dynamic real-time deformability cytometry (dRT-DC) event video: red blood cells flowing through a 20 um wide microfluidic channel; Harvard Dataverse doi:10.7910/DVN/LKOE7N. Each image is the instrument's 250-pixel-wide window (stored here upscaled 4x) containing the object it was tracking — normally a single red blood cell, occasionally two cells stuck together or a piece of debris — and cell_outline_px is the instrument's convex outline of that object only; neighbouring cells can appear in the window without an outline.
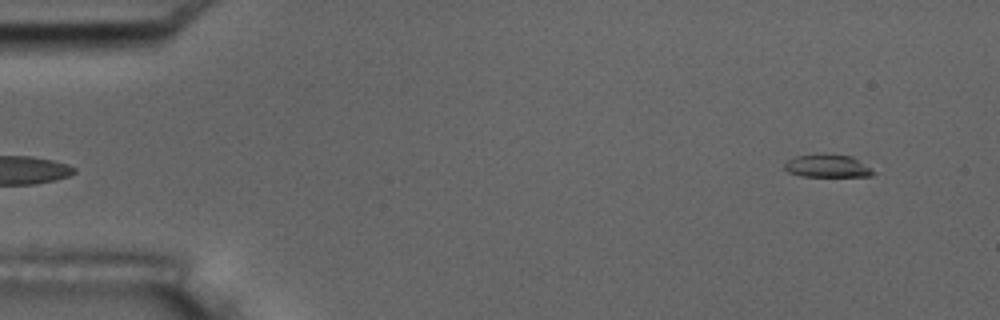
{"species": "common noctule bat (a hibernating species)", "species_latin": "Nyctalus noctula", "temperature_condition": "room temperature", "stored_images_in_passage": 4, "segment_of_instrument_passage": [2, 2], "camera_frame_rate_fps": 3000, "um_per_image_px": 0.085, "animal": {"sex": "male", "body_mass_g": 17.5, "forearm_length_mm": 52.3}, "frame": {"image": 1, "passage_image": 4, "time_ms": 4.333, "image_size_px": [1000, 320], "cell_outline_px": [[876, 172], [872, 176], [800, 176], [788, 172], [784, 168], [784, 164], [788, 160], [796, 156], [824, 152], [852, 156]], "centroid_in_image_um": [70.31, 14.08], "position_along_channel_um": 14.7, "area_um2": 12.02}}